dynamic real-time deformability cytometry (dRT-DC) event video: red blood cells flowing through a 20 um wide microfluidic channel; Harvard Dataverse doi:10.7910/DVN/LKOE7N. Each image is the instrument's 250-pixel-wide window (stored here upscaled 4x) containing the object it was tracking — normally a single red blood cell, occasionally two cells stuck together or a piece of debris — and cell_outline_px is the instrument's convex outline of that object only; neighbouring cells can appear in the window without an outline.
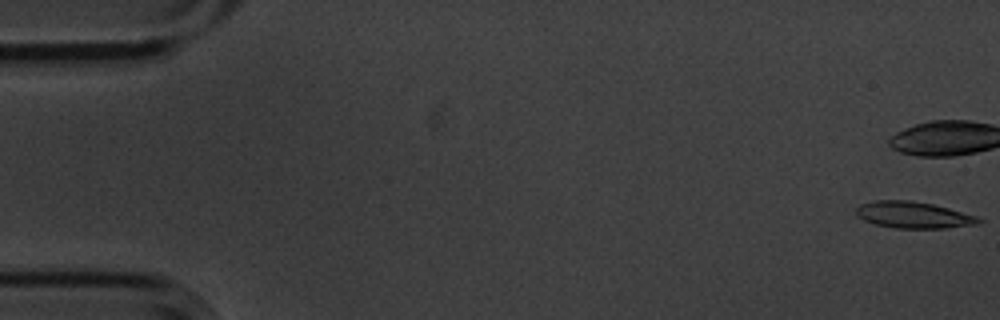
{"species": "common noctule bat (a hibernating species)", "species_latin": "Nyctalus noctula", "temperature_condition": "cold", "stored_images_in_passage": 4, "camera_frame_rate_fps": 3000, "um_per_image_px": 0.085, "animal": {"sex": "male", "body_mass_g": 20.1, "forearm_length_mm": 53.5}, "frame": {"image": 1, "passage_image": 1, "time_ms": 0.0, "image_size_px": [1000, 320], "cell_outline_px": [[984, 220], [976, 224], [944, 228], [896, 228], [876, 224], [864, 220], [856, 216], [856, 208], [860, 204], [876, 200], [908, 200], [932, 204], [948, 208], [976, 216]], "centroid_in_image_um": [77.61, 18.27], "position_along_channel_um": 7.4, "area_um2": 18.79}}